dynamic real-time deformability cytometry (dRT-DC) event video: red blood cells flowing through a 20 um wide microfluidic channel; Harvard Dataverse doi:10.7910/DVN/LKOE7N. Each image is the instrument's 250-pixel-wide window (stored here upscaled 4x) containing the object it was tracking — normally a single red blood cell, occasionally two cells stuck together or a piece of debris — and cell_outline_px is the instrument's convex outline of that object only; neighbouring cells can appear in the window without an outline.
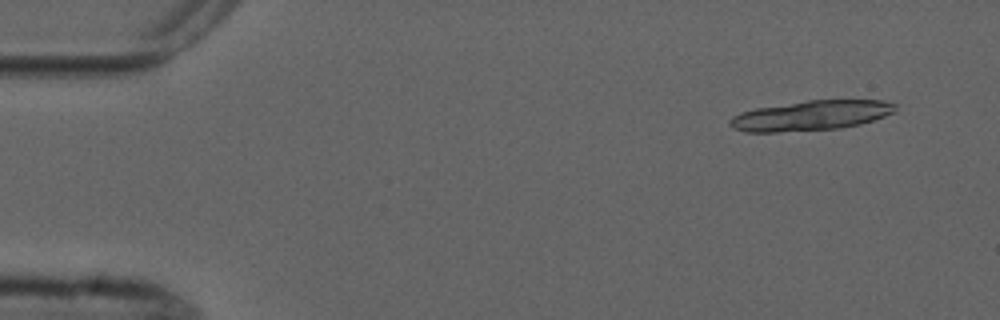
{"species": "common noctule bat (a hibernating species)", "species_latin": "Nyctalus noctula", "temperature_condition": "cold", "stored_images_in_passage": 6, "camera_frame_rate_fps": 3000, "um_per_image_px": 0.085, "animal": {"sex": "male", "forearm_length_mm": 52.5}, "frame": {"image": 1, "passage_image": 2, "time_ms": 1.0, "image_size_px": [1000, 320], "cell_outline_px": [[896, 112], [860, 124], [840, 128], [776, 132], [744, 132], [732, 128], [728, 124], [728, 120], [732, 116], [756, 108], [808, 100], [884, 100], [896, 104]], "centroid_in_image_um": [68.93, 9.82], "position_along_channel_um": 16.1, "area_um2": 28.78}}
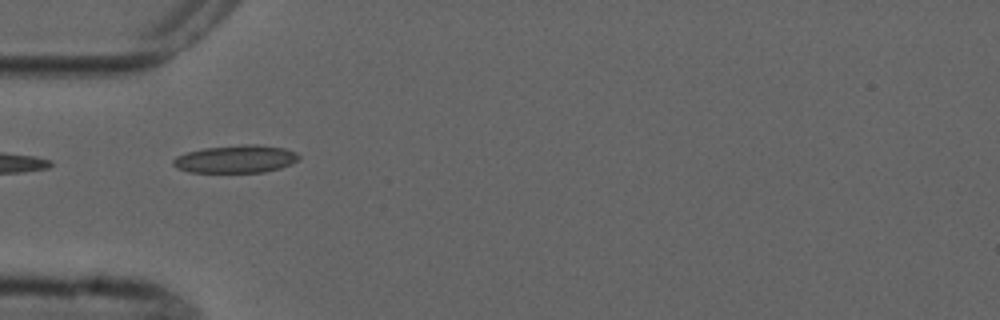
{"frame": {"image": 2, "passage_image": 5, "time_ms": 5.333, "image_size_px": [1000, 320], "cell_outline_px": [[300, 160], [292, 164], [280, 168], [264, 172], [188, 172], [176, 168], [172, 164], [172, 160], [176, 156], [188, 152], [204, 148], [240, 144], [256, 144], [284, 148], [296, 152], [300, 156]], "centroid_in_image_um": [20.06, 13.51], "position_along_channel_um": 64.9, "area_um2": 20.52}}
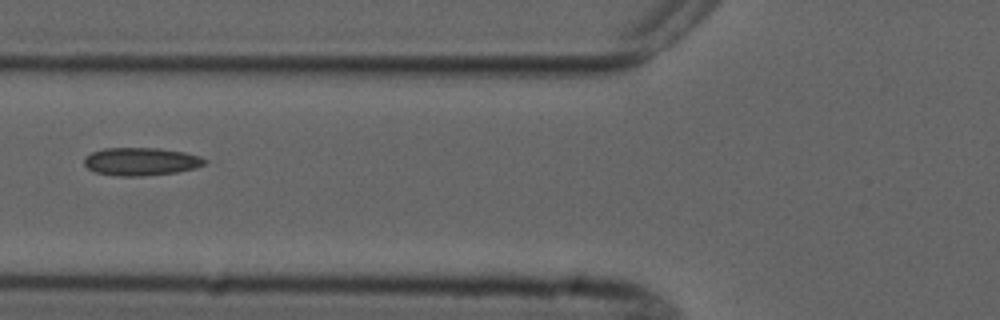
{"frame": {"image": 3, "passage_image": 6, "time_ms": 6.667, "image_size_px": [1000, 320], "cell_outline_px": [[208, 160], [204, 164], [196, 168], [176, 172], [144, 176], [116, 176], [96, 172], [88, 168], [84, 164], [84, 156], [92, 152], [104, 148], [160, 148], [184, 152], [200, 156]], "centroid_in_image_um": [11.98, 13.73], "position_along_channel_um": 113.8, "area_um2": 19.71}}